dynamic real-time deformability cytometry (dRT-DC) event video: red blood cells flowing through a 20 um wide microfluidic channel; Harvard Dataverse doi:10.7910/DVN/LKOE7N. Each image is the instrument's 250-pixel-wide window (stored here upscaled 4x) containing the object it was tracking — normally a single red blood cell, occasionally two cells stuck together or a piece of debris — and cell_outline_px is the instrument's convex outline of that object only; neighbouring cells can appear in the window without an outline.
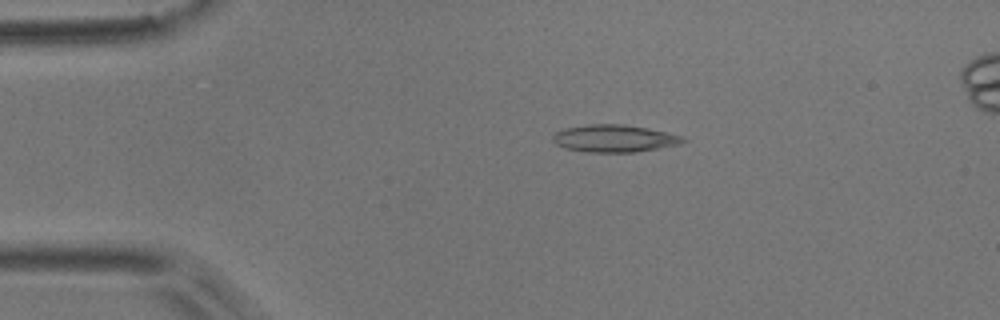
{"species": "common noctule bat (a hibernating species)", "species_latin": "Nyctalus noctula", "temperature_condition": "room temperature", "stored_images_in_passage": 4, "camera_frame_rate_fps": 3000, "um_per_image_px": 0.085, "animal": {"sex": "male", "body_mass_g": 17.9}, "frame": {"image": 1, "passage_image": 2, "time_ms": 0.333, "image_size_px": [1000, 320], "cell_outline_px": [[688, 140], [680, 144], [636, 152], [588, 152], [564, 148], [556, 144], [552, 140], [552, 136], [556, 132], [564, 128], [588, 124], [624, 124], [648, 128], [684, 136]], "centroid_in_image_um": [52.22, 11.76], "position_along_channel_um": 32.8, "area_um2": 20.87}}